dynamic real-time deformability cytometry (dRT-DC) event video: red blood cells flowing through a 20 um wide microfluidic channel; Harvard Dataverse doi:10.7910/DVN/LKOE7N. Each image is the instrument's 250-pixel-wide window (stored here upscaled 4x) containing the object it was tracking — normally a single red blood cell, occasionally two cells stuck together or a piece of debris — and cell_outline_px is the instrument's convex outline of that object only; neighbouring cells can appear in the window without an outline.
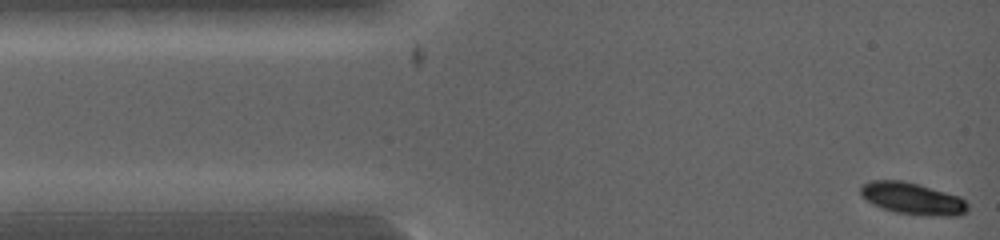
{"species": "common noctule bat (a hibernating species)", "species_latin": "Nyctalus noctula", "temperature_condition": "warm", "stored_images_in_passage": 6, "camera_frame_rate_fps": 5000, "um_per_image_px": 0.085, "animal": {"sex": "female", "body_mass_g": 19.0, "forearm_length_mm": 53.3}, "frame": {"image": 1, "passage_image": 1, "time_ms": 0.0, "image_size_px": [1000, 240], "cell_outline_px": [[968, 212], [960, 216], [932, 216], [896, 212], [884, 208], [868, 200], [860, 192], [860, 188], [864, 184], [872, 180], [904, 180], [960, 196], [968, 204]], "centroid_in_image_um": [77.65, 16.88], "position_along_channel_um": 7.4, "area_um2": 19.71}}
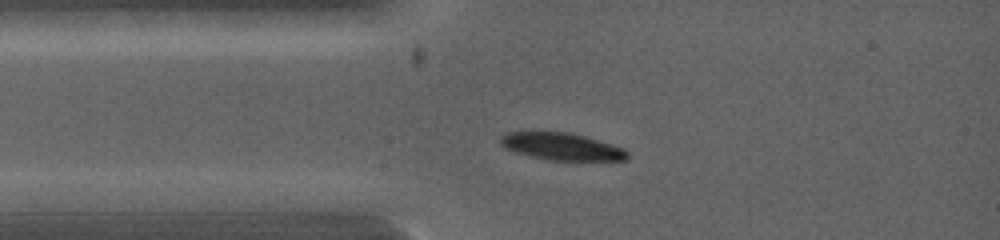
{"frame": {"image": 2, "passage_image": 5, "time_ms": 1.6, "image_size_px": [1000, 240], "cell_outline_px": [[628, 160], [548, 160], [516, 152], [504, 148], [500, 144], [500, 136], [504, 132], [532, 128], [572, 132], [612, 144], [624, 148], [628, 152]], "centroid_in_image_um": [47.64, 12.38], "position_along_channel_um": 37.4, "area_um2": 21.15}}